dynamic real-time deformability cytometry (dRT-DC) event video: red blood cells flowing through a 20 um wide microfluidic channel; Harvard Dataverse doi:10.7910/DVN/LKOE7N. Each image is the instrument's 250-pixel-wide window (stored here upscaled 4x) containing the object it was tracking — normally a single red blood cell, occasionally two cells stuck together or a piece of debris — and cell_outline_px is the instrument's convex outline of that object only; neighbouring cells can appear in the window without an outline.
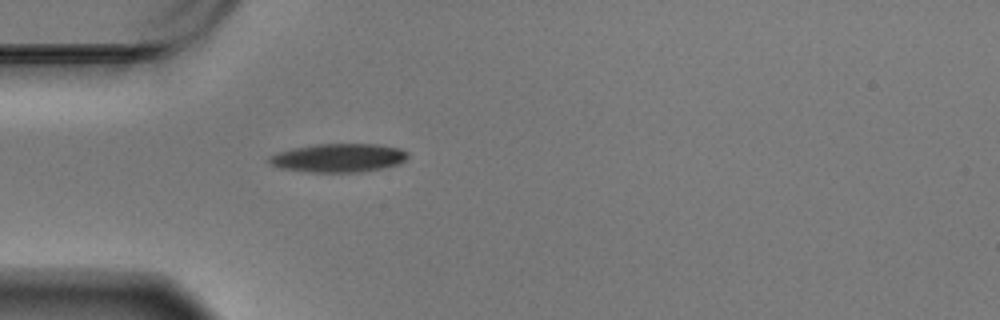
{"species": "Egyptian fruit bat (a non-hibernating species)", "species_latin": "Rousettus aegyptiacus", "temperature_condition": "warm", "stored_images_in_passage": 42, "camera_frame_rate_fps": 3000, "um_per_image_px": 0.085, "animal": {"sex": "male"}, "frame": {"image": 1, "passage_image": 1, "time_ms": 0.0, "image_size_px": [1000, 320], "cell_outline_px": [[408, 156], [400, 164], [384, 168], [360, 172], [312, 172], [280, 168], [272, 164], [268, 160], [268, 156], [292, 148], [316, 144], [376, 144], [400, 148], [408, 152]], "centroid_in_image_um": [28.81, 13.42], "position_along_channel_um": 56.2, "area_um2": 23.06}}
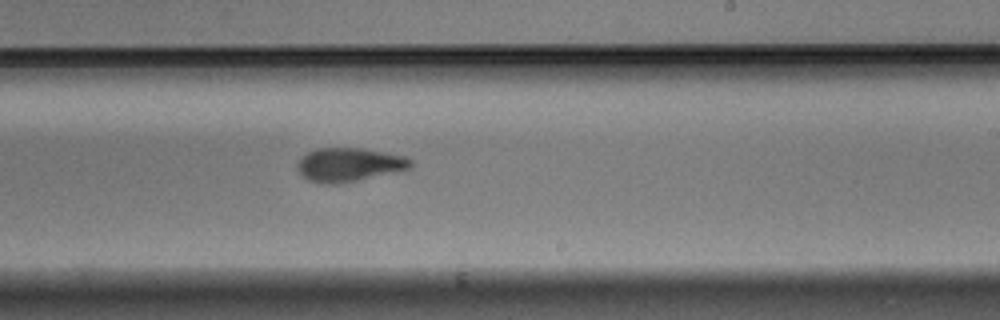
{"frame": {"image": 2, "passage_image": 19, "time_ms": 6.0, "image_size_px": [1000, 320], "cell_outline_px": [[412, 164], [408, 168], [356, 180], [336, 184], [324, 184], [308, 180], [296, 168], [296, 164], [308, 152], [316, 148], [364, 148], [408, 156], [412, 160]], "centroid_in_image_um": [29.66, 13.98], "position_along_channel_um": 259.3, "area_um2": 21.96}}
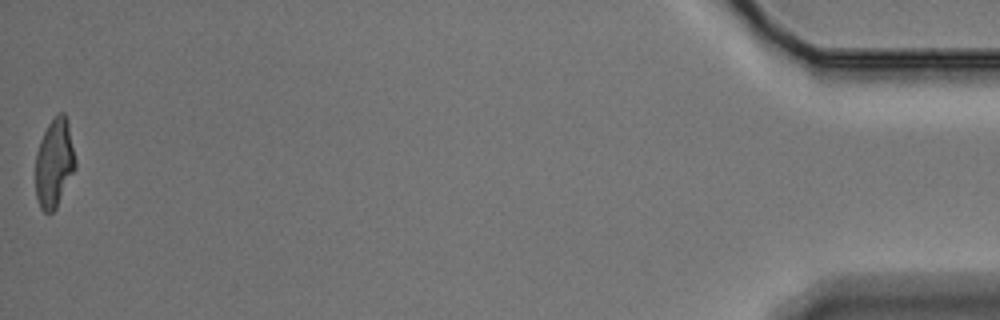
{"frame": {"image": 3, "passage_image": 42, "time_ms": 13.667, "image_size_px": [1000, 320], "cell_outline_px": [[76, 168], [56, 208], [52, 212], [44, 212], [40, 208], [36, 196], [36, 152], [40, 140], [48, 124], [60, 112], [64, 112], [68, 120], [76, 160]], "centroid_in_image_um": [4.63, 13.86], "position_along_channel_um": 430.6, "area_um2": 20.63}, "authors_computed_cell_mechanics": {"area_um2": 22.1374, "velocity_mm_per_s": 3.4727, "shape_relaxation_time_tau1_ms": 5.5614, "shape_relaxation_time_tau2_ms": 3.1914, "deformation_change_tau1": 0.196, "deformation_change_tau2": 0.1048}}